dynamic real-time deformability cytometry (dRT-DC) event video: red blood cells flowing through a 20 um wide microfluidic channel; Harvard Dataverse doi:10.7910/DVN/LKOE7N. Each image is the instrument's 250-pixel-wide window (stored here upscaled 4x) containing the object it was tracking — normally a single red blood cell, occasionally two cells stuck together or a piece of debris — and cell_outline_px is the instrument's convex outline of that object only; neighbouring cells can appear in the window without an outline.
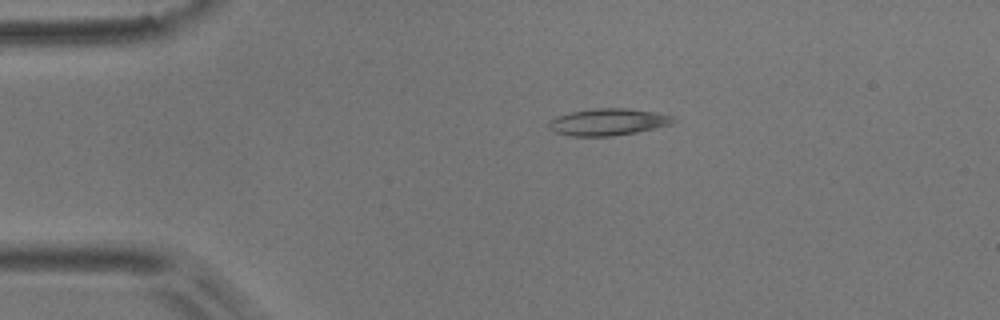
{"species": "common noctule bat (a hibernating species)", "species_latin": "Nyctalus noctula", "temperature_condition": "room temperature", "stored_images_in_passage": 44, "camera_frame_rate_fps": 3000, "um_per_image_px": 0.085, "animal": {"sex": "male", "body_mass_g": 17.9}, "frame": {"image": 1, "passage_image": 1, "time_ms": 0.0, "image_size_px": [1000, 320], "cell_outline_px": [[676, 120], [672, 124], [636, 132], [612, 136], [572, 136], [556, 132], [548, 128], [548, 120], [556, 116], [572, 112], [596, 108], [624, 108], [656, 112], [676, 116]], "centroid_in_image_um": [51.69, 10.36], "position_along_channel_um": 33.3, "area_um2": 19.54}}
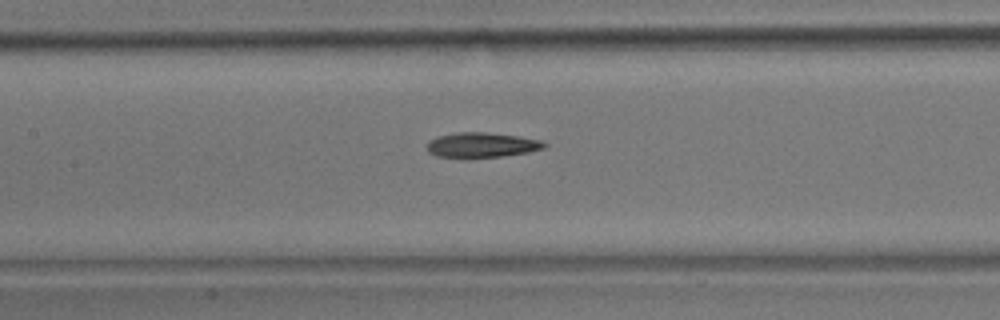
{"frame": {"image": 2, "passage_image": 15, "time_ms": 4.667, "image_size_px": [1000, 320], "cell_outline_px": [[548, 144], [544, 148], [528, 152], [504, 156], [468, 160], [464, 160], [436, 156], [428, 152], [428, 140], [436, 136], [456, 132], [488, 132], [516, 136], [540, 140]], "centroid_in_image_um": [40.88, 12.36], "position_along_channel_um": 166.5, "area_um2": 17.74}}
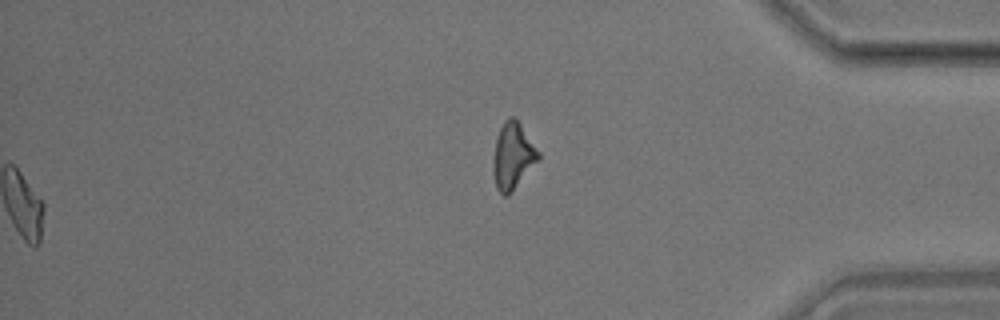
{"frame": {"image": 3, "passage_image": 35, "time_ms": 11.333, "image_size_px": [1000, 320], "cell_outline_px": [[540, 160], [512, 192], [508, 196], [504, 196], [496, 188], [492, 172], [492, 164], [496, 136], [504, 120], [508, 116], [512, 116], [520, 124], [540, 152]], "centroid_in_image_um": [43.58, 13.28], "position_along_channel_um": 391.6, "area_um2": 17.8}, "authors_computed_cell_mechanics": {"area_um2": 17.3978, "velocity_mm_per_s": 3.7259, "shape_relaxation_time_tau1_ms": null, "shape_relaxation_time_tau2_ms": 7.8802, "deformation_change_tau1": null, "deformation_change_tau2": 0.1928}}